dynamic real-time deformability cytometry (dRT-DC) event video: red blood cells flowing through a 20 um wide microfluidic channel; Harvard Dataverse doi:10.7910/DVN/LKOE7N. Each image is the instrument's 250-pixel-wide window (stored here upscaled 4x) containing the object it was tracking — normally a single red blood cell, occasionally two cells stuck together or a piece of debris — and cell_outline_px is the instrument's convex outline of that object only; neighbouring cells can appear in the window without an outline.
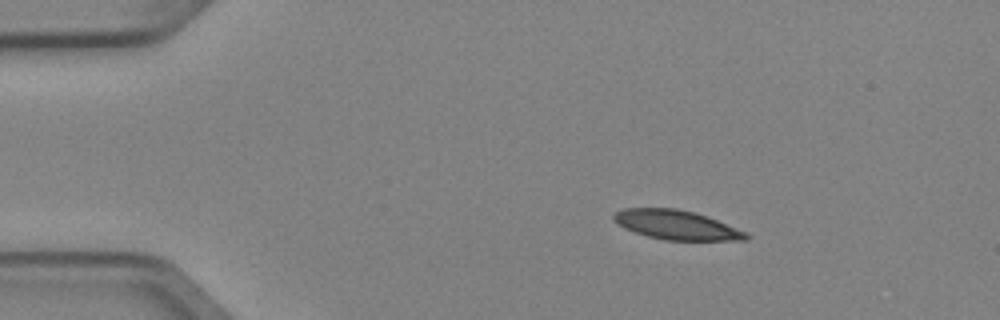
{"species": "Egyptian fruit bat (a non-hibernating species)", "species_latin": "Rousettus aegyptiacus", "temperature_condition": "cold", "stored_images_in_passage": 4, "camera_frame_rate_fps": 3000, "um_per_image_px": 0.085, "animal": {"sex": "female"}, "frame": {"image": 1, "passage_image": 2, "time_ms": 0.333, "image_size_px": [1000, 320], "cell_outline_px": [[752, 236], [748, 240], [664, 240], [648, 236], [624, 228], [612, 220], [612, 216], [616, 212], [624, 208], [676, 208], [696, 212], [708, 216], [748, 232]], "centroid_in_image_um": [57.54, 19.11], "position_along_channel_um": 27.5, "area_um2": 22.83}}
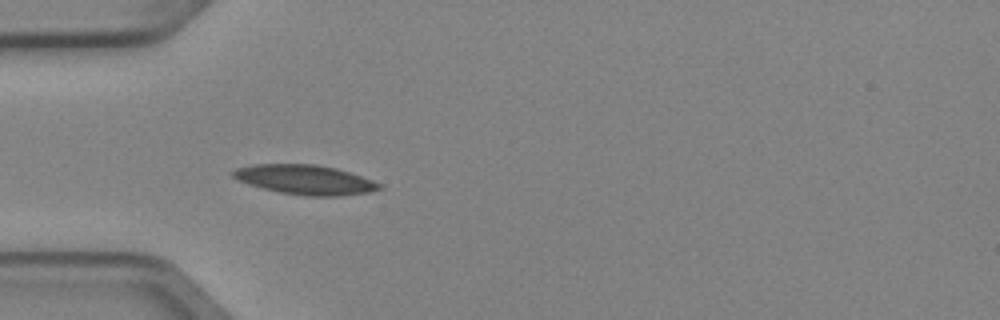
{"frame": {"image": 2, "passage_image": 4, "time_ms": 1.0, "image_size_px": [1000, 320], "cell_outline_px": [[384, 188], [368, 192], [340, 196], [304, 196], [280, 192], [248, 184], [232, 176], [232, 172], [236, 168], [252, 164], [316, 164], [336, 168], [384, 184]], "centroid_in_image_um": [25.96, 15.27], "position_along_channel_um": 59.0, "area_um2": 25.14}}